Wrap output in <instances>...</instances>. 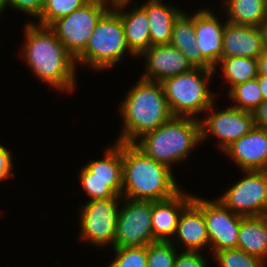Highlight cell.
Instances as JSON below:
<instances>
[{"mask_svg": "<svg viewBox=\"0 0 267 267\" xmlns=\"http://www.w3.org/2000/svg\"><path fill=\"white\" fill-rule=\"evenodd\" d=\"M24 27L26 38L21 56L27 66L47 86L73 93L77 83L75 58L49 26L38 25L31 20Z\"/></svg>", "mask_w": 267, "mask_h": 267, "instance_id": "obj_1", "label": "cell"}, {"mask_svg": "<svg viewBox=\"0 0 267 267\" xmlns=\"http://www.w3.org/2000/svg\"><path fill=\"white\" fill-rule=\"evenodd\" d=\"M122 198L161 201L181 191L173 170L147 157L134 144L122 143Z\"/></svg>", "mask_w": 267, "mask_h": 267, "instance_id": "obj_2", "label": "cell"}, {"mask_svg": "<svg viewBox=\"0 0 267 267\" xmlns=\"http://www.w3.org/2000/svg\"><path fill=\"white\" fill-rule=\"evenodd\" d=\"M120 104L124 124L116 142L134 144L144 134L173 117L163 86L156 81L140 78Z\"/></svg>", "mask_w": 267, "mask_h": 267, "instance_id": "obj_3", "label": "cell"}, {"mask_svg": "<svg viewBox=\"0 0 267 267\" xmlns=\"http://www.w3.org/2000/svg\"><path fill=\"white\" fill-rule=\"evenodd\" d=\"M199 144H201L200 119L180 116H173L134 143L147 157L165 164L170 169L173 164L186 160Z\"/></svg>", "mask_w": 267, "mask_h": 267, "instance_id": "obj_4", "label": "cell"}, {"mask_svg": "<svg viewBox=\"0 0 267 267\" xmlns=\"http://www.w3.org/2000/svg\"><path fill=\"white\" fill-rule=\"evenodd\" d=\"M213 70L193 68L161 82L169 109L173 116L200 119L213 103L215 94L208 89Z\"/></svg>", "mask_w": 267, "mask_h": 267, "instance_id": "obj_5", "label": "cell"}, {"mask_svg": "<svg viewBox=\"0 0 267 267\" xmlns=\"http://www.w3.org/2000/svg\"><path fill=\"white\" fill-rule=\"evenodd\" d=\"M129 50L124 26L117 12L111 7L98 21L86 49L75 59L80 65H88L95 71H102L117 65Z\"/></svg>", "mask_w": 267, "mask_h": 267, "instance_id": "obj_6", "label": "cell"}, {"mask_svg": "<svg viewBox=\"0 0 267 267\" xmlns=\"http://www.w3.org/2000/svg\"><path fill=\"white\" fill-rule=\"evenodd\" d=\"M112 4V0H89L71 14L54 21L49 27L76 59L86 49L98 21Z\"/></svg>", "mask_w": 267, "mask_h": 267, "instance_id": "obj_7", "label": "cell"}, {"mask_svg": "<svg viewBox=\"0 0 267 267\" xmlns=\"http://www.w3.org/2000/svg\"><path fill=\"white\" fill-rule=\"evenodd\" d=\"M122 200L113 248L141 247L157 242L152 230L153 201Z\"/></svg>", "mask_w": 267, "mask_h": 267, "instance_id": "obj_8", "label": "cell"}, {"mask_svg": "<svg viewBox=\"0 0 267 267\" xmlns=\"http://www.w3.org/2000/svg\"><path fill=\"white\" fill-rule=\"evenodd\" d=\"M121 200L122 198L90 200L82 205L79 212V239L89 241L95 247H113Z\"/></svg>", "mask_w": 267, "mask_h": 267, "instance_id": "obj_9", "label": "cell"}, {"mask_svg": "<svg viewBox=\"0 0 267 267\" xmlns=\"http://www.w3.org/2000/svg\"><path fill=\"white\" fill-rule=\"evenodd\" d=\"M244 177L217 198L243 217L267 215V171H242Z\"/></svg>", "mask_w": 267, "mask_h": 267, "instance_id": "obj_10", "label": "cell"}, {"mask_svg": "<svg viewBox=\"0 0 267 267\" xmlns=\"http://www.w3.org/2000/svg\"><path fill=\"white\" fill-rule=\"evenodd\" d=\"M215 103L207 110L209 113L200 118L201 141L210 135L218 138V148L224 151L231 143L249 133L254 127L253 112L231 106L223 110H215ZM215 110V111H214ZM211 111V112H210Z\"/></svg>", "mask_w": 267, "mask_h": 267, "instance_id": "obj_11", "label": "cell"}, {"mask_svg": "<svg viewBox=\"0 0 267 267\" xmlns=\"http://www.w3.org/2000/svg\"><path fill=\"white\" fill-rule=\"evenodd\" d=\"M192 201L203 212L210 240V254L237 248L239 227L243 216L232 212L218 199L207 200L193 195Z\"/></svg>", "mask_w": 267, "mask_h": 267, "instance_id": "obj_12", "label": "cell"}, {"mask_svg": "<svg viewBox=\"0 0 267 267\" xmlns=\"http://www.w3.org/2000/svg\"><path fill=\"white\" fill-rule=\"evenodd\" d=\"M140 57L145 58V73L141 78L159 83L194 68L187 57L170 44L150 46Z\"/></svg>", "mask_w": 267, "mask_h": 267, "instance_id": "obj_13", "label": "cell"}, {"mask_svg": "<svg viewBox=\"0 0 267 267\" xmlns=\"http://www.w3.org/2000/svg\"><path fill=\"white\" fill-rule=\"evenodd\" d=\"M223 152L242 171H267V129L255 126Z\"/></svg>", "mask_w": 267, "mask_h": 267, "instance_id": "obj_14", "label": "cell"}, {"mask_svg": "<svg viewBox=\"0 0 267 267\" xmlns=\"http://www.w3.org/2000/svg\"><path fill=\"white\" fill-rule=\"evenodd\" d=\"M225 26L226 22L223 24L211 9L203 8L194 13L196 43L202 56L214 67V75L221 59Z\"/></svg>", "mask_w": 267, "mask_h": 267, "instance_id": "obj_15", "label": "cell"}, {"mask_svg": "<svg viewBox=\"0 0 267 267\" xmlns=\"http://www.w3.org/2000/svg\"><path fill=\"white\" fill-rule=\"evenodd\" d=\"M170 242L176 248H182L181 251L184 249V251L202 252V248L205 249L206 246L210 251V240L203 212L193 201L183 209Z\"/></svg>", "mask_w": 267, "mask_h": 267, "instance_id": "obj_16", "label": "cell"}, {"mask_svg": "<svg viewBox=\"0 0 267 267\" xmlns=\"http://www.w3.org/2000/svg\"><path fill=\"white\" fill-rule=\"evenodd\" d=\"M133 0H114L112 8L121 18L129 50L138 58L150 47L149 20L146 11L139 5L123 11ZM130 10V11H129Z\"/></svg>", "mask_w": 267, "mask_h": 267, "instance_id": "obj_17", "label": "cell"}, {"mask_svg": "<svg viewBox=\"0 0 267 267\" xmlns=\"http://www.w3.org/2000/svg\"><path fill=\"white\" fill-rule=\"evenodd\" d=\"M264 50L260 27L238 25L226 21L221 57L257 59Z\"/></svg>", "mask_w": 267, "mask_h": 267, "instance_id": "obj_18", "label": "cell"}, {"mask_svg": "<svg viewBox=\"0 0 267 267\" xmlns=\"http://www.w3.org/2000/svg\"><path fill=\"white\" fill-rule=\"evenodd\" d=\"M192 200V194H187L181 190L169 199L153 202L152 230L157 241H170L172 239L183 209Z\"/></svg>", "mask_w": 267, "mask_h": 267, "instance_id": "obj_19", "label": "cell"}, {"mask_svg": "<svg viewBox=\"0 0 267 267\" xmlns=\"http://www.w3.org/2000/svg\"><path fill=\"white\" fill-rule=\"evenodd\" d=\"M115 144V145H114ZM105 149L104 158L91 160L80 169L79 179L110 180V188L121 196L123 185L122 142Z\"/></svg>", "mask_w": 267, "mask_h": 267, "instance_id": "obj_20", "label": "cell"}, {"mask_svg": "<svg viewBox=\"0 0 267 267\" xmlns=\"http://www.w3.org/2000/svg\"><path fill=\"white\" fill-rule=\"evenodd\" d=\"M162 0H147L140 6L149 20L150 46L169 44L176 19L183 13L177 6H167Z\"/></svg>", "mask_w": 267, "mask_h": 267, "instance_id": "obj_21", "label": "cell"}, {"mask_svg": "<svg viewBox=\"0 0 267 267\" xmlns=\"http://www.w3.org/2000/svg\"><path fill=\"white\" fill-rule=\"evenodd\" d=\"M170 45L182 52L194 68L213 70L214 67L202 56L194 31V13L185 11L176 19L171 33Z\"/></svg>", "mask_w": 267, "mask_h": 267, "instance_id": "obj_22", "label": "cell"}, {"mask_svg": "<svg viewBox=\"0 0 267 267\" xmlns=\"http://www.w3.org/2000/svg\"><path fill=\"white\" fill-rule=\"evenodd\" d=\"M237 249L267 262V215L243 217Z\"/></svg>", "mask_w": 267, "mask_h": 267, "instance_id": "obj_23", "label": "cell"}, {"mask_svg": "<svg viewBox=\"0 0 267 267\" xmlns=\"http://www.w3.org/2000/svg\"><path fill=\"white\" fill-rule=\"evenodd\" d=\"M230 23L260 27L267 19V0H224Z\"/></svg>", "mask_w": 267, "mask_h": 267, "instance_id": "obj_24", "label": "cell"}, {"mask_svg": "<svg viewBox=\"0 0 267 267\" xmlns=\"http://www.w3.org/2000/svg\"><path fill=\"white\" fill-rule=\"evenodd\" d=\"M223 74L229 84V91L236 85L258 77L257 59L246 57H221ZM230 82V83H229Z\"/></svg>", "mask_w": 267, "mask_h": 267, "instance_id": "obj_25", "label": "cell"}, {"mask_svg": "<svg viewBox=\"0 0 267 267\" xmlns=\"http://www.w3.org/2000/svg\"><path fill=\"white\" fill-rule=\"evenodd\" d=\"M228 93L235 102L232 107L248 112H253L264 101L257 78L234 86Z\"/></svg>", "mask_w": 267, "mask_h": 267, "instance_id": "obj_26", "label": "cell"}, {"mask_svg": "<svg viewBox=\"0 0 267 267\" xmlns=\"http://www.w3.org/2000/svg\"><path fill=\"white\" fill-rule=\"evenodd\" d=\"M89 0H45L38 25L50 26L57 19L69 15Z\"/></svg>", "mask_w": 267, "mask_h": 267, "instance_id": "obj_27", "label": "cell"}, {"mask_svg": "<svg viewBox=\"0 0 267 267\" xmlns=\"http://www.w3.org/2000/svg\"><path fill=\"white\" fill-rule=\"evenodd\" d=\"M218 267H267V262L240 249H224L212 254Z\"/></svg>", "mask_w": 267, "mask_h": 267, "instance_id": "obj_28", "label": "cell"}, {"mask_svg": "<svg viewBox=\"0 0 267 267\" xmlns=\"http://www.w3.org/2000/svg\"><path fill=\"white\" fill-rule=\"evenodd\" d=\"M170 241L147 245V267H174L178 251Z\"/></svg>", "mask_w": 267, "mask_h": 267, "instance_id": "obj_29", "label": "cell"}, {"mask_svg": "<svg viewBox=\"0 0 267 267\" xmlns=\"http://www.w3.org/2000/svg\"><path fill=\"white\" fill-rule=\"evenodd\" d=\"M115 256L107 267H147V246L113 248Z\"/></svg>", "mask_w": 267, "mask_h": 267, "instance_id": "obj_30", "label": "cell"}, {"mask_svg": "<svg viewBox=\"0 0 267 267\" xmlns=\"http://www.w3.org/2000/svg\"><path fill=\"white\" fill-rule=\"evenodd\" d=\"M81 186L89 200L122 198L110 188V180L80 179Z\"/></svg>", "mask_w": 267, "mask_h": 267, "instance_id": "obj_31", "label": "cell"}, {"mask_svg": "<svg viewBox=\"0 0 267 267\" xmlns=\"http://www.w3.org/2000/svg\"><path fill=\"white\" fill-rule=\"evenodd\" d=\"M45 0H6L1 5V15L7 6L35 18L40 16Z\"/></svg>", "mask_w": 267, "mask_h": 267, "instance_id": "obj_32", "label": "cell"}, {"mask_svg": "<svg viewBox=\"0 0 267 267\" xmlns=\"http://www.w3.org/2000/svg\"><path fill=\"white\" fill-rule=\"evenodd\" d=\"M208 261L204 259L200 251H184L177 253L174 267H207Z\"/></svg>", "mask_w": 267, "mask_h": 267, "instance_id": "obj_33", "label": "cell"}, {"mask_svg": "<svg viewBox=\"0 0 267 267\" xmlns=\"http://www.w3.org/2000/svg\"><path fill=\"white\" fill-rule=\"evenodd\" d=\"M12 155L11 151L0 143V181L6 180L12 176Z\"/></svg>", "mask_w": 267, "mask_h": 267, "instance_id": "obj_34", "label": "cell"}, {"mask_svg": "<svg viewBox=\"0 0 267 267\" xmlns=\"http://www.w3.org/2000/svg\"><path fill=\"white\" fill-rule=\"evenodd\" d=\"M254 124L267 129V101H263L254 111Z\"/></svg>", "mask_w": 267, "mask_h": 267, "instance_id": "obj_35", "label": "cell"}, {"mask_svg": "<svg viewBox=\"0 0 267 267\" xmlns=\"http://www.w3.org/2000/svg\"><path fill=\"white\" fill-rule=\"evenodd\" d=\"M258 76L267 77V49L257 58Z\"/></svg>", "mask_w": 267, "mask_h": 267, "instance_id": "obj_36", "label": "cell"}, {"mask_svg": "<svg viewBox=\"0 0 267 267\" xmlns=\"http://www.w3.org/2000/svg\"><path fill=\"white\" fill-rule=\"evenodd\" d=\"M257 79L261 89V93L263 95V100L267 101V77L258 76Z\"/></svg>", "mask_w": 267, "mask_h": 267, "instance_id": "obj_37", "label": "cell"}, {"mask_svg": "<svg viewBox=\"0 0 267 267\" xmlns=\"http://www.w3.org/2000/svg\"><path fill=\"white\" fill-rule=\"evenodd\" d=\"M264 48L267 49V19L260 26Z\"/></svg>", "mask_w": 267, "mask_h": 267, "instance_id": "obj_38", "label": "cell"}, {"mask_svg": "<svg viewBox=\"0 0 267 267\" xmlns=\"http://www.w3.org/2000/svg\"><path fill=\"white\" fill-rule=\"evenodd\" d=\"M6 0H0V6L5 2Z\"/></svg>", "mask_w": 267, "mask_h": 267, "instance_id": "obj_39", "label": "cell"}]
</instances>
